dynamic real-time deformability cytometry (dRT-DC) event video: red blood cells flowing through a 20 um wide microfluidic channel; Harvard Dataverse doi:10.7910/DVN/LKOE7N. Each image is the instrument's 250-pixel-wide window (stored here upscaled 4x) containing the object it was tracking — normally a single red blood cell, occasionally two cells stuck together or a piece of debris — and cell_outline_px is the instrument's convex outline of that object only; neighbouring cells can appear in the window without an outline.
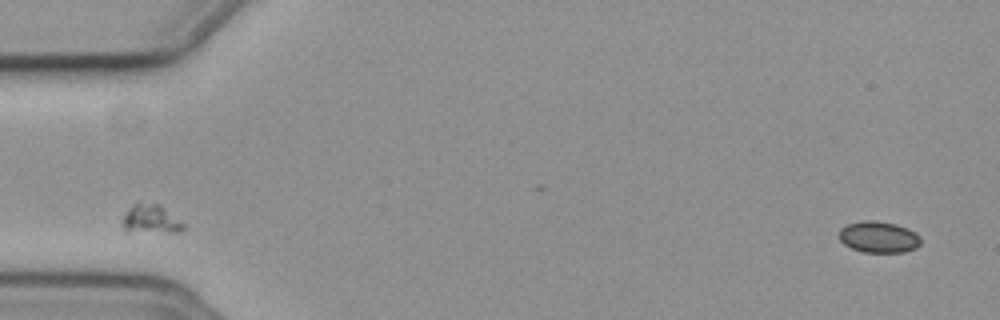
{"species": "common noctule bat (a hibernating species)", "species_latin": "Nyctalus noctula", "temperature_condition": "cold", "stored_images_in_passage": 55, "camera_frame_rate_fps": 3000, "um_per_image_px": 0.085, "animal": {"sex": "female", "body_mass_g": 19.3, "forearm_length_mm": 54.1}, "frame": {"image": 1, "passage_image": 1, "time_ms": 0.0, "image_size_px": [1000, 320], "cell_outline_px": [[920, 244], [916, 248], [904, 252], [864, 252], [852, 248], [844, 244], [840, 240], [840, 228], [848, 224], [868, 220], [896, 224], [920, 236]], "centroid_in_image_um": [74.68, 20.16], "position_along_channel_um": 10.3, "area_um2": 14.57}}
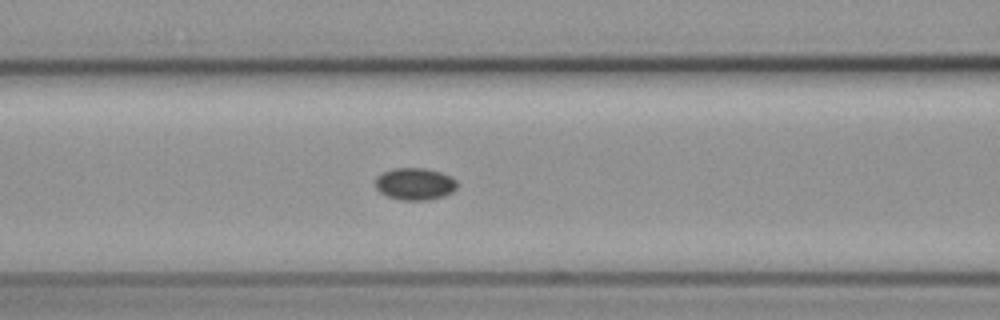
{"frame": {"image": 2, "passage_image": 22, "time_ms": 7.0, "image_size_px": [1000, 320], "cell_outline_px": [[456, 188], [452, 192], [444, 196], [428, 200], [400, 200], [388, 196], [380, 192], [376, 188], [376, 176], [392, 168], [424, 168], [440, 172], [452, 176], [456, 180]], "centroid_in_image_um": [35.27, 15.63], "position_along_channel_um": 131.3, "area_um2": 15.32}}
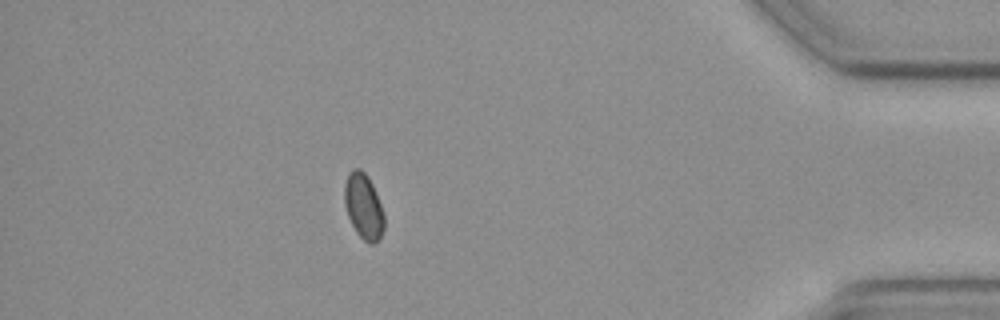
{"frame": {"image": 3, "passage_image": 48, "time_ms": 15.667, "image_size_px": [1000, 320], "cell_outline_px": [[384, 228], [380, 240], [372, 244], [368, 244], [356, 232], [348, 216], [344, 204], [344, 184], [352, 168], [360, 168], [368, 176], [372, 184], [380, 204], [384, 216]], "centroid_in_image_um": [30.9, 17.55], "position_along_channel_um": 404.3, "area_um2": 15.14}}